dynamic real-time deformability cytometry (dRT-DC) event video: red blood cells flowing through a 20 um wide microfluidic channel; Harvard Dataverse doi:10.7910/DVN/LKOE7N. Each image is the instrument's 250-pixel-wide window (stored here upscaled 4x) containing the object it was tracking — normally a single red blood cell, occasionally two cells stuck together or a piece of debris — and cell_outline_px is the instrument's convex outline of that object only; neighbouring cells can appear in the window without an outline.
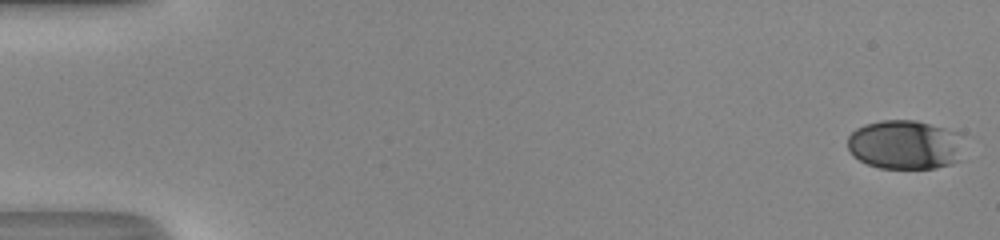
{"species": "human", "species_latin": "Homo sapiens", "temperature_condition": "room temperature", "stored_images_in_passage": 51, "camera_frame_rate_fps": 3000, "um_per_image_px": 0.085, "donor": {"sex": "male"}, "frame": {"image": 1, "passage_image": 1, "time_ms": 0.0, "image_size_px": [1000, 240], "cell_outline_px": [[960, 160], [952, 164], [936, 168], [880, 168], [868, 164], [852, 156], [848, 148], [848, 136], [856, 128], [864, 124], [880, 120], [916, 120], [960, 132]], "centroid_in_image_um": [76.9, 12.29], "position_along_channel_um": 8.1, "area_um2": 33.52}}
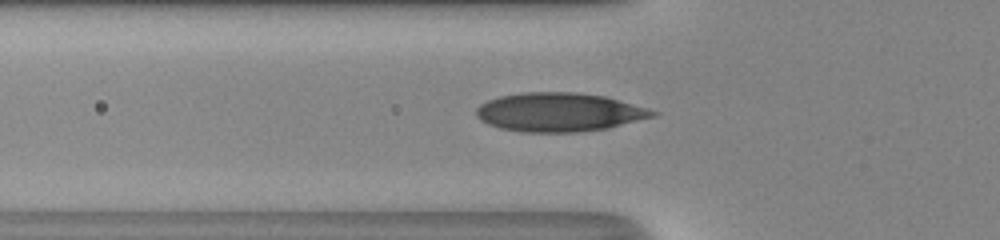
{"frame": {"image": 2, "passage_image": 19, "time_ms": 6.0, "image_size_px": [1000, 240], "cell_outline_px": [[660, 112], [656, 116], [608, 128], [580, 132], [520, 132], [500, 128], [488, 124], [480, 120], [476, 116], [476, 108], [480, 104], [488, 100], [500, 96], [524, 92], [576, 92], [604, 96], [648, 108]], "centroid_in_image_um": [47.53, 9.54], "position_along_channel_um": 78.3, "area_um2": 40.0}}
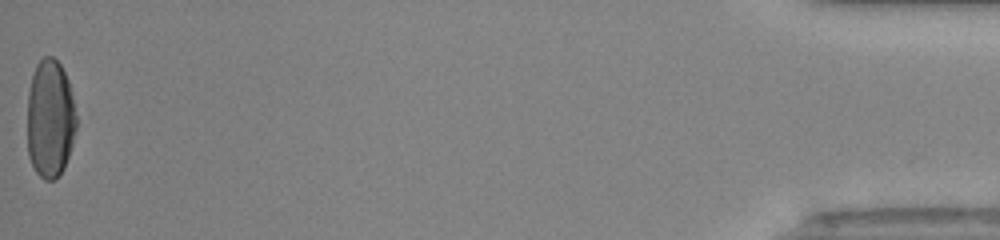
{"frame": {"image": 3, "passage_image": 51, "time_ms": 16.667, "image_size_px": [1000, 240], "cell_outline_px": [[76, 128], [72, 144], [64, 168], [52, 180], [44, 180], [36, 172], [28, 156], [28, 92], [32, 76], [36, 64], [44, 56], [52, 56], [60, 64], [68, 80], [72, 96], [76, 116]], "centroid_in_image_um": [4.25, 10.08], "position_along_channel_um": 430.9, "area_um2": 33.7}, "authors_computed_cell_mechanics": {"area_um2": 36.5874, "velocity_mm_per_s": 4.2138, "shape_relaxation_time_tau1_ms": 4.6556, "shape_relaxation_time_tau2_ms": null, "deformation_change_tau1": 0.2007, "deformation_change_tau2": null}}